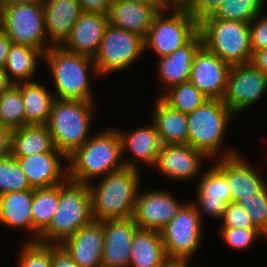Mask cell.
<instances>
[{
  "label": "cell",
  "mask_w": 267,
  "mask_h": 267,
  "mask_svg": "<svg viewBox=\"0 0 267 267\" xmlns=\"http://www.w3.org/2000/svg\"><path fill=\"white\" fill-rule=\"evenodd\" d=\"M121 139L117 129L95 133L67 158L68 180L90 184L92 178L123 169Z\"/></svg>",
  "instance_id": "6da1fadb"
},
{
  "label": "cell",
  "mask_w": 267,
  "mask_h": 267,
  "mask_svg": "<svg viewBox=\"0 0 267 267\" xmlns=\"http://www.w3.org/2000/svg\"><path fill=\"white\" fill-rule=\"evenodd\" d=\"M140 170L124 167L88 184L94 220L126 219L133 215L137 199Z\"/></svg>",
  "instance_id": "7a4b0ae2"
},
{
  "label": "cell",
  "mask_w": 267,
  "mask_h": 267,
  "mask_svg": "<svg viewBox=\"0 0 267 267\" xmlns=\"http://www.w3.org/2000/svg\"><path fill=\"white\" fill-rule=\"evenodd\" d=\"M43 59L53 76L55 99L94 101L90 75L93 73L92 76L98 77L99 74L92 57L70 53L61 46H51Z\"/></svg>",
  "instance_id": "3957f363"
},
{
  "label": "cell",
  "mask_w": 267,
  "mask_h": 267,
  "mask_svg": "<svg viewBox=\"0 0 267 267\" xmlns=\"http://www.w3.org/2000/svg\"><path fill=\"white\" fill-rule=\"evenodd\" d=\"M93 220L89 187L86 184L67 180L59 185L58 208L49 226L40 234L38 241L61 245Z\"/></svg>",
  "instance_id": "277c9868"
},
{
  "label": "cell",
  "mask_w": 267,
  "mask_h": 267,
  "mask_svg": "<svg viewBox=\"0 0 267 267\" xmlns=\"http://www.w3.org/2000/svg\"><path fill=\"white\" fill-rule=\"evenodd\" d=\"M94 101L55 99L50 112L49 128L54 147L67 158L91 136Z\"/></svg>",
  "instance_id": "5b68a950"
},
{
  "label": "cell",
  "mask_w": 267,
  "mask_h": 267,
  "mask_svg": "<svg viewBox=\"0 0 267 267\" xmlns=\"http://www.w3.org/2000/svg\"><path fill=\"white\" fill-rule=\"evenodd\" d=\"M202 45L230 65L251 63L249 23L211 16L199 23Z\"/></svg>",
  "instance_id": "8992f818"
},
{
  "label": "cell",
  "mask_w": 267,
  "mask_h": 267,
  "mask_svg": "<svg viewBox=\"0 0 267 267\" xmlns=\"http://www.w3.org/2000/svg\"><path fill=\"white\" fill-rule=\"evenodd\" d=\"M235 114L222 100L208 99L187 114L188 144L202 151L210 160L219 155L228 123ZM220 148V149H219Z\"/></svg>",
  "instance_id": "52a82bcc"
},
{
  "label": "cell",
  "mask_w": 267,
  "mask_h": 267,
  "mask_svg": "<svg viewBox=\"0 0 267 267\" xmlns=\"http://www.w3.org/2000/svg\"><path fill=\"white\" fill-rule=\"evenodd\" d=\"M166 12L172 13L167 16ZM198 32L199 23L187 10L182 6H168L155 16L144 38V50H154L158 58L168 56L187 44Z\"/></svg>",
  "instance_id": "ba28073f"
},
{
  "label": "cell",
  "mask_w": 267,
  "mask_h": 267,
  "mask_svg": "<svg viewBox=\"0 0 267 267\" xmlns=\"http://www.w3.org/2000/svg\"><path fill=\"white\" fill-rule=\"evenodd\" d=\"M0 27L14 44L37 48L45 53L48 44L42 0L0 8Z\"/></svg>",
  "instance_id": "9c48e42d"
},
{
  "label": "cell",
  "mask_w": 267,
  "mask_h": 267,
  "mask_svg": "<svg viewBox=\"0 0 267 267\" xmlns=\"http://www.w3.org/2000/svg\"><path fill=\"white\" fill-rule=\"evenodd\" d=\"M144 51L139 34L108 24L93 61L99 76H105L129 67Z\"/></svg>",
  "instance_id": "30bf717a"
},
{
  "label": "cell",
  "mask_w": 267,
  "mask_h": 267,
  "mask_svg": "<svg viewBox=\"0 0 267 267\" xmlns=\"http://www.w3.org/2000/svg\"><path fill=\"white\" fill-rule=\"evenodd\" d=\"M201 223L196 207L184 203L176 216L160 230L167 257L190 259L200 246Z\"/></svg>",
  "instance_id": "8fae6325"
},
{
  "label": "cell",
  "mask_w": 267,
  "mask_h": 267,
  "mask_svg": "<svg viewBox=\"0 0 267 267\" xmlns=\"http://www.w3.org/2000/svg\"><path fill=\"white\" fill-rule=\"evenodd\" d=\"M267 92V75L252 63L231 65L222 101L235 114L257 103Z\"/></svg>",
  "instance_id": "7c38bea8"
},
{
  "label": "cell",
  "mask_w": 267,
  "mask_h": 267,
  "mask_svg": "<svg viewBox=\"0 0 267 267\" xmlns=\"http://www.w3.org/2000/svg\"><path fill=\"white\" fill-rule=\"evenodd\" d=\"M221 153L215 165L225 174L232 202L252 197L267 185L263 176L236 150L229 149L226 153Z\"/></svg>",
  "instance_id": "4fadbf2b"
},
{
  "label": "cell",
  "mask_w": 267,
  "mask_h": 267,
  "mask_svg": "<svg viewBox=\"0 0 267 267\" xmlns=\"http://www.w3.org/2000/svg\"><path fill=\"white\" fill-rule=\"evenodd\" d=\"M231 65L203 45L195 53L190 82L208 99L222 100Z\"/></svg>",
  "instance_id": "5bb4252c"
},
{
  "label": "cell",
  "mask_w": 267,
  "mask_h": 267,
  "mask_svg": "<svg viewBox=\"0 0 267 267\" xmlns=\"http://www.w3.org/2000/svg\"><path fill=\"white\" fill-rule=\"evenodd\" d=\"M168 192L150 190L137 194L132 218L139 229L160 231L183 205Z\"/></svg>",
  "instance_id": "9a60e30c"
},
{
  "label": "cell",
  "mask_w": 267,
  "mask_h": 267,
  "mask_svg": "<svg viewBox=\"0 0 267 267\" xmlns=\"http://www.w3.org/2000/svg\"><path fill=\"white\" fill-rule=\"evenodd\" d=\"M104 248L101 267H129L137 224L132 217L103 220Z\"/></svg>",
  "instance_id": "2e32d148"
},
{
  "label": "cell",
  "mask_w": 267,
  "mask_h": 267,
  "mask_svg": "<svg viewBox=\"0 0 267 267\" xmlns=\"http://www.w3.org/2000/svg\"><path fill=\"white\" fill-rule=\"evenodd\" d=\"M15 158L33 189L57 186L68 180V165L61 163V158L67 157L56 148L44 154Z\"/></svg>",
  "instance_id": "e0dca14e"
},
{
  "label": "cell",
  "mask_w": 267,
  "mask_h": 267,
  "mask_svg": "<svg viewBox=\"0 0 267 267\" xmlns=\"http://www.w3.org/2000/svg\"><path fill=\"white\" fill-rule=\"evenodd\" d=\"M205 158L209 159L189 144L162 145L155 167L169 179L188 181L198 175Z\"/></svg>",
  "instance_id": "ac0fdd59"
},
{
  "label": "cell",
  "mask_w": 267,
  "mask_h": 267,
  "mask_svg": "<svg viewBox=\"0 0 267 267\" xmlns=\"http://www.w3.org/2000/svg\"><path fill=\"white\" fill-rule=\"evenodd\" d=\"M61 246L80 267H101L104 248L103 221L93 220L67 238Z\"/></svg>",
  "instance_id": "d6986e66"
},
{
  "label": "cell",
  "mask_w": 267,
  "mask_h": 267,
  "mask_svg": "<svg viewBox=\"0 0 267 267\" xmlns=\"http://www.w3.org/2000/svg\"><path fill=\"white\" fill-rule=\"evenodd\" d=\"M196 190V207L200 218L201 210L210 217L222 218L228 203L232 202L231 193L225 174L215 165L200 178Z\"/></svg>",
  "instance_id": "ffe728a7"
},
{
  "label": "cell",
  "mask_w": 267,
  "mask_h": 267,
  "mask_svg": "<svg viewBox=\"0 0 267 267\" xmlns=\"http://www.w3.org/2000/svg\"><path fill=\"white\" fill-rule=\"evenodd\" d=\"M108 22V15L83 12L61 47L70 52L94 57L98 52Z\"/></svg>",
  "instance_id": "44dd1931"
},
{
  "label": "cell",
  "mask_w": 267,
  "mask_h": 267,
  "mask_svg": "<svg viewBox=\"0 0 267 267\" xmlns=\"http://www.w3.org/2000/svg\"><path fill=\"white\" fill-rule=\"evenodd\" d=\"M168 5H148L113 0L108 13L110 25L139 34L145 38L155 16Z\"/></svg>",
  "instance_id": "7402d4cb"
},
{
  "label": "cell",
  "mask_w": 267,
  "mask_h": 267,
  "mask_svg": "<svg viewBox=\"0 0 267 267\" xmlns=\"http://www.w3.org/2000/svg\"><path fill=\"white\" fill-rule=\"evenodd\" d=\"M47 39L52 46H61L83 13L77 0H42Z\"/></svg>",
  "instance_id": "603a6c76"
},
{
  "label": "cell",
  "mask_w": 267,
  "mask_h": 267,
  "mask_svg": "<svg viewBox=\"0 0 267 267\" xmlns=\"http://www.w3.org/2000/svg\"><path fill=\"white\" fill-rule=\"evenodd\" d=\"M118 130L121 139L122 155L128 149L137 160H123L124 166L140 169L134 161H140L148 166H155L162 143L153 123L137 128L131 133Z\"/></svg>",
  "instance_id": "cb8c5ba5"
},
{
  "label": "cell",
  "mask_w": 267,
  "mask_h": 267,
  "mask_svg": "<svg viewBox=\"0 0 267 267\" xmlns=\"http://www.w3.org/2000/svg\"><path fill=\"white\" fill-rule=\"evenodd\" d=\"M202 46V37L198 32L187 44L176 49L168 56L158 58V73L167 90L177 84L190 80L195 53Z\"/></svg>",
  "instance_id": "d4e9b609"
},
{
  "label": "cell",
  "mask_w": 267,
  "mask_h": 267,
  "mask_svg": "<svg viewBox=\"0 0 267 267\" xmlns=\"http://www.w3.org/2000/svg\"><path fill=\"white\" fill-rule=\"evenodd\" d=\"M152 113L151 121L162 145L188 144L187 114L172 109L160 97L156 100Z\"/></svg>",
  "instance_id": "484cf974"
},
{
  "label": "cell",
  "mask_w": 267,
  "mask_h": 267,
  "mask_svg": "<svg viewBox=\"0 0 267 267\" xmlns=\"http://www.w3.org/2000/svg\"><path fill=\"white\" fill-rule=\"evenodd\" d=\"M34 189L0 195V223L33 232L31 214Z\"/></svg>",
  "instance_id": "4316f807"
},
{
  "label": "cell",
  "mask_w": 267,
  "mask_h": 267,
  "mask_svg": "<svg viewBox=\"0 0 267 267\" xmlns=\"http://www.w3.org/2000/svg\"><path fill=\"white\" fill-rule=\"evenodd\" d=\"M167 258L160 231L137 229L129 267H159Z\"/></svg>",
  "instance_id": "83f0119b"
},
{
  "label": "cell",
  "mask_w": 267,
  "mask_h": 267,
  "mask_svg": "<svg viewBox=\"0 0 267 267\" xmlns=\"http://www.w3.org/2000/svg\"><path fill=\"white\" fill-rule=\"evenodd\" d=\"M54 148L52 137L46 124L25 125L12 130L11 155L13 157L44 154Z\"/></svg>",
  "instance_id": "f1b7e54d"
},
{
  "label": "cell",
  "mask_w": 267,
  "mask_h": 267,
  "mask_svg": "<svg viewBox=\"0 0 267 267\" xmlns=\"http://www.w3.org/2000/svg\"><path fill=\"white\" fill-rule=\"evenodd\" d=\"M22 101L25 107V125L47 124L54 94L38 81L21 83Z\"/></svg>",
  "instance_id": "f546056e"
},
{
  "label": "cell",
  "mask_w": 267,
  "mask_h": 267,
  "mask_svg": "<svg viewBox=\"0 0 267 267\" xmlns=\"http://www.w3.org/2000/svg\"><path fill=\"white\" fill-rule=\"evenodd\" d=\"M44 53L31 46L12 43L4 71L12 84L30 82L36 74L37 62Z\"/></svg>",
  "instance_id": "4dcf8cb0"
},
{
  "label": "cell",
  "mask_w": 267,
  "mask_h": 267,
  "mask_svg": "<svg viewBox=\"0 0 267 267\" xmlns=\"http://www.w3.org/2000/svg\"><path fill=\"white\" fill-rule=\"evenodd\" d=\"M59 203V185L34 189L31 207L33 232L35 238L29 241H38L40 234L49 226Z\"/></svg>",
  "instance_id": "1f68e13d"
},
{
  "label": "cell",
  "mask_w": 267,
  "mask_h": 267,
  "mask_svg": "<svg viewBox=\"0 0 267 267\" xmlns=\"http://www.w3.org/2000/svg\"><path fill=\"white\" fill-rule=\"evenodd\" d=\"M0 126L15 130L25 126L21 83L11 84L0 95Z\"/></svg>",
  "instance_id": "d6a6232c"
},
{
  "label": "cell",
  "mask_w": 267,
  "mask_h": 267,
  "mask_svg": "<svg viewBox=\"0 0 267 267\" xmlns=\"http://www.w3.org/2000/svg\"><path fill=\"white\" fill-rule=\"evenodd\" d=\"M159 97L172 109L188 114L208 98L190 81L170 87Z\"/></svg>",
  "instance_id": "836d02e7"
},
{
  "label": "cell",
  "mask_w": 267,
  "mask_h": 267,
  "mask_svg": "<svg viewBox=\"0 0 267 267\" xmlns=\"http://www.w3.org/2000/svg\"><path fill=\"white\" fill-rule=\"evenodd\" d=\"M263 4L264 0H224L211 17L219 20L250 23L261 13Z\"/></svg>",
  "instance_id": "e575fe53"
},
{
  "label": "cell",
  "mask_w": 267,
  "mask_h": 267,
  "mask_svg": "<svg viewBox=\"0 0 267 267\" xmlns=\"http://www.w3.org/2000/svg\"><path fill=\"white\" fill-rule=\"evenodd\" d=\"M30 189L33 188L17 159L11 154L0 158V195Z\"/></svg>",
  "instance_id": "d590c367"
},
{
  "label": "cell",
  "mask_w": 267,
  "mask_h": 267,
  "mask_svg": "<svg viewBox=\"0 0 267 267\" xmlns=\"http://www.w3.org/2000/svg\"><path fill=\"white\" fill-rule=\"evenodd\" d=\"M19 252L18 267H51L52 244L27 241Z\"/></svg>",
  "instance_id": "8d00e7d4"
},
{
  "label": "cell",
  "mask_w": 267,
  "mask_h": 267,
  "mask_svg": "<svg viewBox=\"0 0 267 267\" xmlns=\"http://www.w3.org/2000/svg\"><path fill=\"white\" fill-rule=\"evenodd\" d=\"M237 203L248 213L253 225L267 239V185L257 194L242 198Z\"/></svg>",
  "instance_id": "74e56055"
},
{
  "label": "cell",
  "mask_w": 267,
  "mask_h": 267,
  "mask_svg": "<svg viewBox=\"0 0 267 267\" xmlns=\"http://www.w3.org/2000/svg\"><path fill=\"white\" fill-rule=\"evenodd\" d=\"M223 241L233 249H246L253 242L264 236L257 228H220Z\"/></svg>",
  "instance_id": "f35d334b"
},
{
  "label": "cell",
  "mask_w": 267,
  "mask_h": 267,
  "mask_svg": "<svg viewBox=\"0 0 267 267\" xmlns=\"http://www.w3.org/2000/svg\"><path fill=\"white\" fill-rule=\"evenodd\" d=\"M221 228H256L248 213L237 202H230L222 216Z\"/></svg>",
  "instance_id": "ab89813d"
},
{
  "label": "cell",
  "mask_w": 267,
  "mask_h": 267,
  "mask_svg": "<svg viewBox=\"0 0 267 267\" xmlns=\"http://www.w3.org/2000/svg\"><path fill=\"white\" fill-rule=\"evenodd\" d=\"M224 0H187L182 7L198 22L212 16Z\"/></svg>",
  "instance_id": "60d3db41"
},
{
  "label": "cell",
  "mask_w": 267,
  "mask_h": 267,
  "mask_svg": "<svg viewBox=\"0 0 267 267\" xmlns=\"http://www.w3.org/2000/svg\"><path fill=\"white\" fill-rule=\"evenodd\" d=\"M249 36L252 53L267 48V14H258L249 23Z\"/></svg>",
  "instance_id": "b9f144b4"
},
{
  "label": "cell",
  "mask_w": 267,
  "mask_h": 267,
  "mask_svg": "<svg viewBox=\"0 0 267 267\" xmlns=\"http://www.w3.org/2000/svg\"><path fill=\"white\" fill-rule=\"evenodd\" d=\"M51 267H80L61 245L52 244Z\"/></svg>",
  "instance_id": "7bdbcfd3"
},
{
  "label": "cell",
  "mask_w": 267,
  "mask_h": 267,
  "mask_svg": "<svg viewBox=\"0 0 267 267\" xmlns=\"http://www.w3.org/2000/svg\"><path fill=\"white\" fill-rule=\"evenodd\" d=\"M83 12L108 15L113 0H77Z\"/></svg>",
  "instance_id": "ee69618b"
},
{
  "label": "cell",
  "mask_w": 267,
  "mask_h": 267,
  "mask_svg": "<svg viewBox=\"0 0 267 267\" xmlns=\"http://www.w3.org/2000/svg\"><path fill=\"white\" fill-rule=\"evenodd\" d=\"M12 130L0 126V158L11 154Z\"/></svg>",
  "instance_id": "f6af8a7d"
},
{
  "label": "cell",
  "mask_w": 267,
  "mask_h": 267,
  "mask_svg": "<svg viewBox=\"0 0 267 267\" xmlns=\"http://www.w3.org/2000/svg\"><path fill=\"white\" fill-rule=\"evenodd\" d=\"M12 45L9 37L0 30V68L4 69L6 66L7 56Z\"/></svg>",
  "instance_id": "bcb514c9"
},
{
  "label": "cell",
  "mask_w": 267,
  "mask_h": 267,
  "mask_svg": "<svg viewBox=\"0 0 267 267\" xmlns=\"http://www.w3.org/2000/svg\"><path fill=\"white\" fill-rule=\"evenodd\" d=\"M251 63L267 75V48L255 51Z\"/></svg>",
  "instance_id": "7dc6e473"
},
{
  "label": "cell",
  "mask_w": 267,
  "mask_h": 267,
  "mask_svg": "<svg viewBox=\"0 0 267 267\" xmlns=\"http://www.w3.org/2000/svg\"><path fill=\"white\" fill-rule=\"evenodd\" d=\"M187 258L167 257L159 267H191Z\"/></svg>",
  "instance_id": "c3c4849f"
},
{
  "label": "cell",
  "mask_w": 267,
  "mask_h": 267,
  "mask_svg": "<svg viewBox=\"0 0 267 267\" xmlns=\"http://www.w3.org/2000/svg\"><path fill=\"white\" fill-rule=\"evenodd\" d=\"M12 83L7 78L4 69L0 68V95L11 85Z\"/></svg>",
  "instance_id": "681fc988"
},
{
  "label": "cell",
  "mask_w": 267,
  "mask_h": 267,
  "mask_svg": "<svg viewBox=\"0 0 267 267\" xmlns=\"http://www.w3.org/2000/svg\"><path fill=\"white\" fill-rule=\"evenodd\" d=\"M38 0H0V8L3 6L15 5V4H28L34 3Z\"/></svg>",
  "instance_id": "f907efd6"
},
{
  "label": "cell",
  "mask_w": 267,
  "mask_h": 267,
  "mask_svg": "<svg viewBox=\"0 0 267 267\" xmlns=\"http://www.w3.org/2000/svg\"><path fill=\"white\" fill-rule=\"evenodd\" d=\"M129 2H137L148 5H167L164 0H124Z\"/></svg>",
  "instance_id": "816d5d0a"
},
{
  "label": "cell",
  "mask_w": 267,
  "mask_h": 267,
  "mask_svg": "<svg viewBox=\"0 0 267 267\" xmlns=\"http://www.w3.org/2000/svg\"><path fill=\"white\" fill-rule=\"evenodd\" d=\"M168 6H182L187 0H164Z\"/></svg>",
  "instance_id": "f5cc1de1"
}]
</instances>
